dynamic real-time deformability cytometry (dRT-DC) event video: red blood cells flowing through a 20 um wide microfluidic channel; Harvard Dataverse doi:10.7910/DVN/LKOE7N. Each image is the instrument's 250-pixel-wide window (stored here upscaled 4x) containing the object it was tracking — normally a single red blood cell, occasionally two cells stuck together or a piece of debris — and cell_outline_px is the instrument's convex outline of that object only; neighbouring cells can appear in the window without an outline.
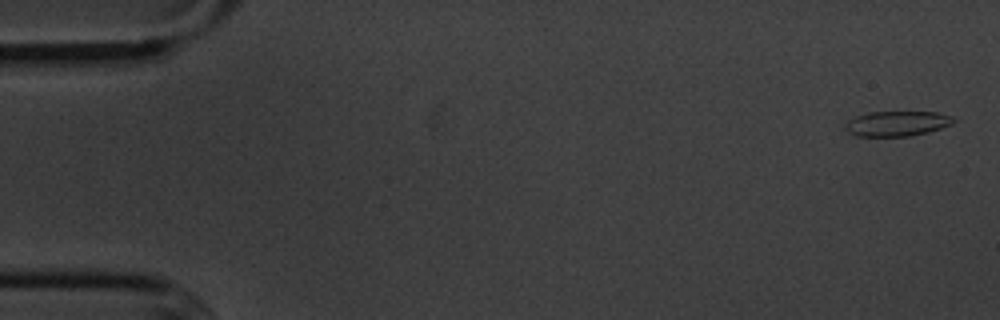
{"species": "common noctule bat (a hibernating species)", "species_latin": "Nyctalus noctula", "temperature_condition": "cold", "stored_images_in_passage": 54, "camera_frame_rate_fps": 3000, "um_per_image_px": 0.085, "animal": {"sex": "male", "body_mass_g": 20.1, "forearm_length_mm": 53.5}, "frame": {"image": 1, "passage_image": 1, "time_ms": 0.0, "image_size_px": [1000, 320], "cell_outline_px": [[956, 120], [952, 124], [928, 132], [908, 136], [856, 136], [848, 132], [844, 128], [844, 124], [848, 120], [856, 116], [868, 112], [936, 112], [952, 116]], "centroid_in_image_um": [76.22, 10.5], "position_along_channel_um": 8.8, "area_um2": 15.84}}
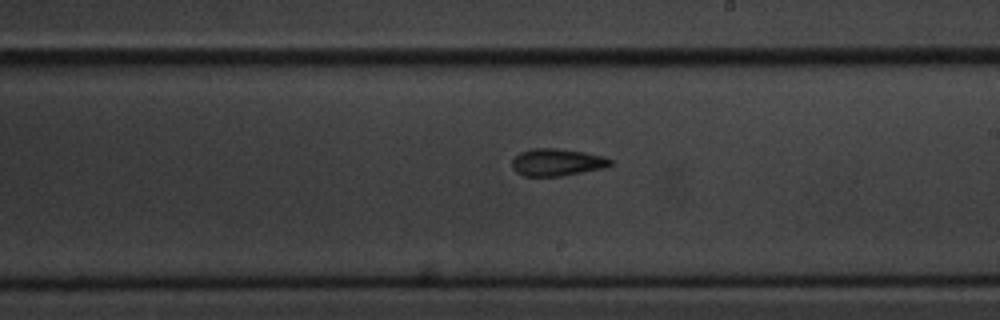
{"frame": {"image": 2, "passage_image": 31, "time_ms": 10.0, "image_size_px": [1000, 320], "cell_outline_px": [[612, 164], [604, 168], [560, 176], [524, 176], [516, 172], [512, 168], [512, 160], [520, 152], [532, 148], [556, 148], [584, 152], [604, 156], [612, 160]], "centroid_in_image_um": [47.33, 13.79], "position_along_channel_um": 241.7, "area_um2": 15.61}}
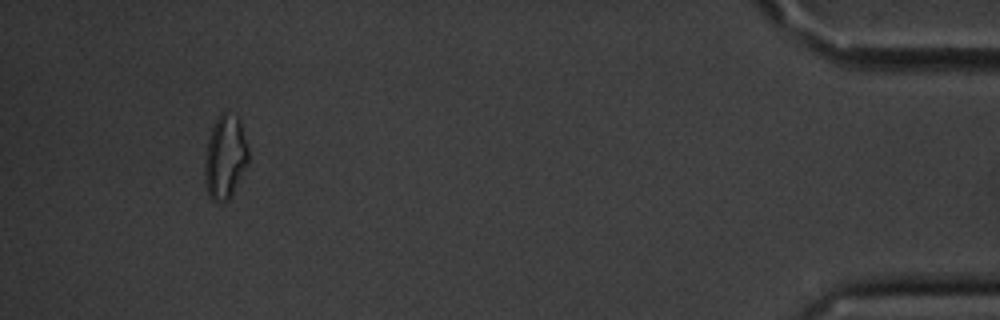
{"frame": {"image": 3, "passage_image": 51, "time_ms": 16.667, "image_size_px": [1000, 320], "cell_outline_px": [[248, 164], [232, 196], [228, 200], [212, 200], [208, 196], [204, 180], [204, 164], [208, 140], [212, 128], [220, 112], [228, 108], [240, 120], [248, 148]], "centroid_in_image_um": [19.14, 13.32], "position_along_channel_um": 416.1, "area_um2": 21.62}, "authors_computed_cell_mechanics": {"area_um2": 16.0973, "velocity_mm_per_s": 3.6235, "shape_relaxation_time_tau1_ms": 3.5696, "shape_relaxation_time_tau2_ms": 4.9561, "deformation_change_tau1": 0.1313, "deformation_change_tau2": 0.1422}}